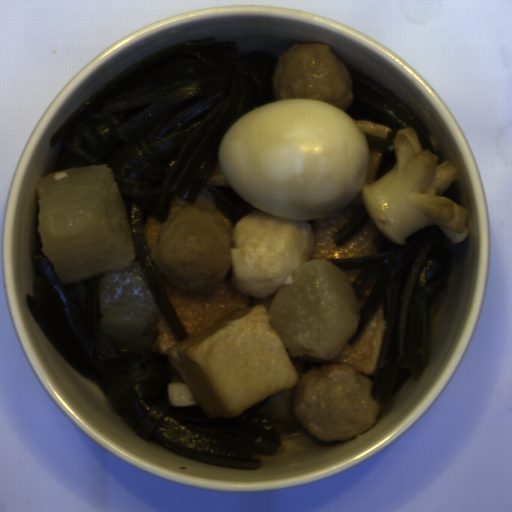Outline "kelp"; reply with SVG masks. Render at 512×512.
<instances>
[{
	"label": "kelp",
	"mask_w": 512,
	"mask_h": 512,
	"mask_svg": "<svg viewBox=\"0 0 512 512\" xmlns=\"http://www.w3.org/2000/svg\"><path fill=\"white\" fill-rule=\"evenodd\" d=\"M351 80L353 100L344 111L348 117L352 121L367 120L374 124H383L392 131L388 132L386 138L361 131L367 147L381 151L376 182L392 170L397 162L394 140L402 128L411 127L421 150L436 156L426 130L412 110L394 92L358 70L351 75Z\"/></svg>",
	"instance_id": "4"
},
{
	"label": "kelp",
	"mask_w": 512,
	"mask_h": 512,
	"mask_svg": "<svg viewBox=\"0 0 512 512\" xmlns=\"http://www.w3.org/2000/svg\"><path fill=\"white\" fill-rule=\"evenodd\" d=\"M278 57L239 53L233 40L194 39L129 67L79 106L50 139L58 170L106 165L114 175L145 282L176 342L187 333L150 255L147 212L162 224L174 196L205 188L233 224L246 215L209 179L220 143L245 114L274 103Z\"/></svg>",
	"instance_id": "1"
},
{
	"label": "kelp",
	"mask_w": 512,
	"mask_h": 512,
	"mask_svg": "<svg viewBox=\"0 0 512 512\" xmlns=\"http://www.w3.org/2000/svg\"><path fill=\"white\" fill-rule=\"evenodd\" d=\"M369 220L370 219L367 216L363 205L350 221H348L344 226H342L337 232L333 234L332 238L337 247H340L345 242L350 240L369 222Z\"/></svg>",
	"instance_id": "5"
},
{
	"label": "kelp",
	"mask_w": 512,
	"mask_h": 512,
	"mask_svg": "<svg viewBox=\"0 0 512 512\" xmlns=\"http://www.w3.org/2000/svg\"><path fill=\"white\" fill-rule=\"evenodd\" d=\"M27 308L64 361L96 382L112 408L146 440L194 461L256 470L281 445L280 434L259 411L210 418L199 404L172 406L169 384L180 375L168 354L116 347L102 332L99 278L61 284L52 262L34 256Z\"/></svg>",
	"instance_id": "2"
},
{
	"label": "kelp",
	"mask_w": 512,
	"mask_h": 512,
	"mask_svg": "<svg viewBox=\"0 0 512 512\" xmlns=\"http://www.w3.org/2000/svg\"><path fill=\"white\" fill-rule=\"evenodd\" d=\"M373 246L374 255L327 261L342 272L360 271L351 285L358 302L379 272L348 343L353 346L383 301L385 325L371 394L388 411L400 371H411L415 381L428 369L430 307L447 286L456 244L430 225L409 234L405 245L380 232Z\"/></svg>",
	"instance_id": "3"
}]
</instances>
